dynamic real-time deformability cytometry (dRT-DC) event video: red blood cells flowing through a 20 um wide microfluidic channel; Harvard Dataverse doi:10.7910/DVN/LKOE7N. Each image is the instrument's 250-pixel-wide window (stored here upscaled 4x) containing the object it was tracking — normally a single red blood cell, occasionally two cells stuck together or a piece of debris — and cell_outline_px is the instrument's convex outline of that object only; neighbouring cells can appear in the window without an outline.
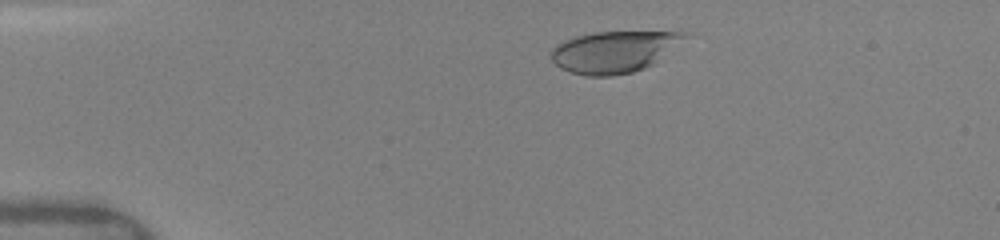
{"species": "human", "species_latin": "Homo sapiens", "temperature_condition": "warm", "stored_images_in_passage": 7, "camera_frame_rate_fps": 3000, "um_per_image_px": 0.085, "donor": {"sex": "female"}, "frame": {"image": 1, "passage_image": 3, "time_ms": 1.667, "image_size_px": [1000, 240], "cell_outline_px": [[692, 32], [688, 36], [652, 64], [644, 68], [632, 72], [612, 76], [584, 76], [560, 68], [552, 60], [552, 48], [556, 44], [564, 40], [576, 36], [592, 32]], "centroid_in_image_um": [52.15, 4.4], "position_along_channel_um": 32.8, "area_um2": 32.02}}
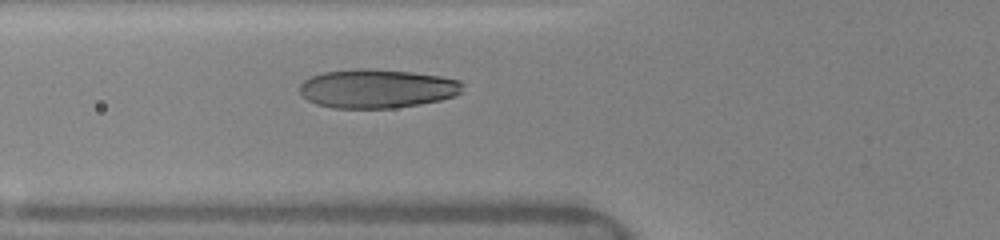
{"frame": {"image": 2, "passage_image": 7, "time_ms": 4.667, "image_size_px": [1000, 240], "cell_outline_px": [[464, 92], [456, 96], [440, 100], [420, 104], [396, 108], [332, 108], [316, 104], [308, 100], [300, 92], [300, 84], [304, 80], [312, 76], [324, 72], [356, 68], [372, 68], [412, 72], [440, 76], [460, 80], [464, 84]], "centroid_in_image_um": [32.09, 7.53], "position_along_channel_um": 93.7, "area_um2": 37.34}}